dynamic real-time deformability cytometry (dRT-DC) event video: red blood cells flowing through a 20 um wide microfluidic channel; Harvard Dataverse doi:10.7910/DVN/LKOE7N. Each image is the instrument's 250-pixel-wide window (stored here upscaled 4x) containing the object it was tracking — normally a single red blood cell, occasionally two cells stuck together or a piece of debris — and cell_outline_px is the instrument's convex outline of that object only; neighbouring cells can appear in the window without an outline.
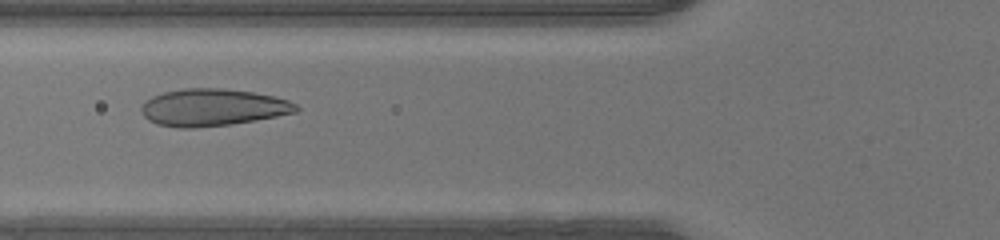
{"species": "human", "species_latin": "Homo sapiens", "temperature_condition": "warm", "stored_images_in_passage": 45, "camera_frame_rate_fps": 3000, "um_per_image_px": 0.085, "donor": {"sex": "male"}, "frame": {"image": 1, "passage_image": 16, "time_ms": 5.0, "image_size_px": [1000, 240], "cell_outline_px": [[300, 108], [296, 112], [256, 120], [232, 124], [196, 128], [180, 128], [156, 124], [148, 120], [144, 116], [140, 108], [144, 100], [152, 96], [164, 92], [184, 88], [224, 88], [252, 92], [272, 96], [288, 100], [296, 104]], "centroid_in_image_um": [18.05, 9.13], "position_along_channel_um": 107.8, "area_um2": 33.64}}
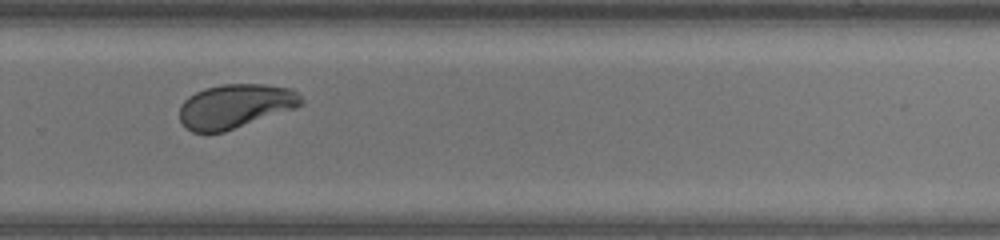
{"frame": {"image": 2, "passage_image": 30, "time_ms": 9.667, "image_size_px": [1000, 240], "cell_outline_px": [[304, 104], [296, 108], [224, 132], [192, 132], [184, 128], [180, 120], [180, 104], [188, 96], [204, 88], [220, 84], [264, 84], [292, 88], [300, 92], [304, 100]], "centroid_in_image_um": [20.02, 9.01], "position_along_channel_um": 309.8, "area_um2": 31.73}}
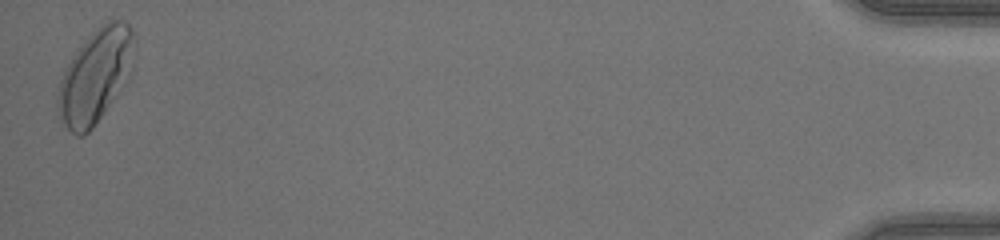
{"frame": {"image": 3, "passage_image": 45, "time_ms": 14.667, "image_size_px": [1000, 240], "cell_outline_px": [[136, 40], [128, 80], [92, 128], [84, 136], [76, 136], [60, 120], [56, 104], [56, 96], [60, 80], [72, 56], [92, 32], [108, 20], [124, 20], [128, 24], [136, 36]], "centroid_in_image_um": [8.11, 6.45], "position_along_channel_um": 427.1, "area_um2": 41.56}}